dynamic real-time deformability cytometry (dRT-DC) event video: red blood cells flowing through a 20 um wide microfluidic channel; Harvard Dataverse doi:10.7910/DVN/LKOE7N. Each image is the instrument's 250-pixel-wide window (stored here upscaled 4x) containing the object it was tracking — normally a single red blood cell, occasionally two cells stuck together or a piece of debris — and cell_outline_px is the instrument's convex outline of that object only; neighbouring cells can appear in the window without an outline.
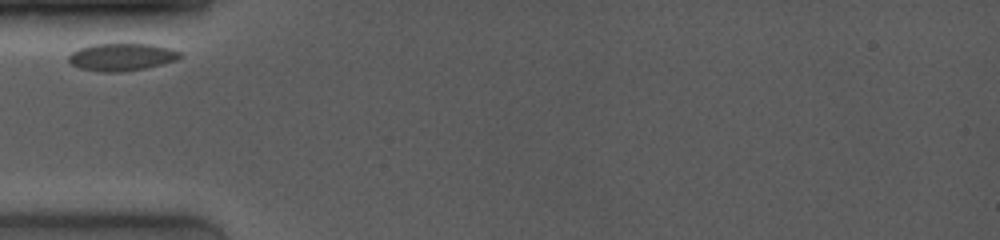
{"species": "common noctule bat (a hibernating species)", "species_latin": "Nyctalus noctula", "temperature_condition": "room temperature", "stored_images_in_passage": 7, "camera_frame_rate_fps": 4000, "um_per_image_px": 0.085, "animal": {"sex": "female", "body_mass_g": 19.0, "forearm_length_mm": 53.3}, "frame": {"image": 1, "passage_image": 1, "time_ms": 0.0, "image_size_px": [1000, 240], "cell_outline_px": [[184, 56], [176, 60], [144, 68], [120, 72], [104, 72], [80, 68], [72, 64], [68, 60], [68, 56], [72, 52], [80, 48], [92, 44], [152, 44], [168, 48], [180, 52]], "centroid_in_image_um": [10.34, 4.84], "position_along_channel_um": 74.7, "area_um2": 17.63}}
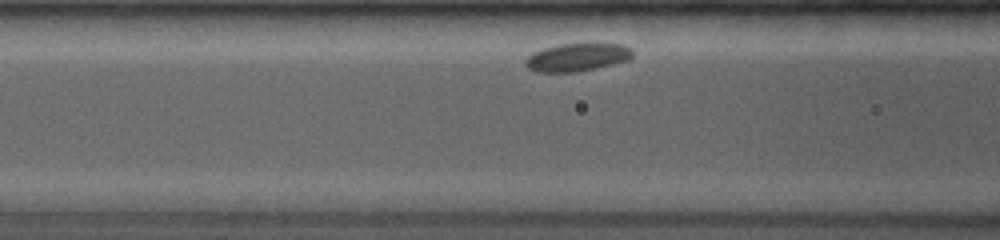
{"frame": {"image": 2, "passage_image": 4, "time_ms": 0.75, "image_size_px": [1000, 240], "cell_outline_px": [[632, 56], [628, 60], [596, 68], [576, 72], [536, 72], [528, 68], [524, 64], [524, 60], [532, 52], [544, 48], [560, 44], [620, 44], [632, 48]], "centroid_in_image_um": [49.01, 4.87], "position_along_channel_um": 117.6, "area_um2": 17.4}}